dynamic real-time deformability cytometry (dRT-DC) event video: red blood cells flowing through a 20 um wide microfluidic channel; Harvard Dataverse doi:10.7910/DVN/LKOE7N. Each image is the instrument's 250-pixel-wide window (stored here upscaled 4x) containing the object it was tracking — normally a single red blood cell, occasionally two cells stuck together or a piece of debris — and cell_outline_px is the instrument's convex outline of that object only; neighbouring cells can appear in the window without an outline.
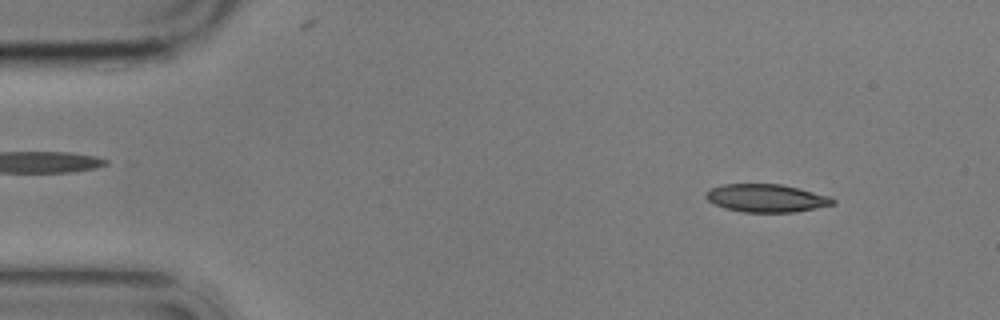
{"species": "common noctule bat (a hibernating species)", "species_latin": "Nyctalus noctula", "temperature_condition": "cold", "stored_images_in_passage": 4, "camera_frame_rate_fps": 3000, "um_per_image_px": 0.085, "animal": {"sex": "male", "body_mass_g": 17.9}, "frame": {"image": 1, "passage_image": 1, "time_ms": 0.0, "image_size_px": [1000, 320], "cell_outline_px": [[836, 204], [796, 212], [744, 212], [724, 208], [708, 200], [704, 196], [704, 192], [708, 188], [724, 184], [780, 184], [800, 188], [828, 196], [836, 200]], "centroid_in_image_um": [65.12, 16.84], "position_along_channel_um": 19.9, "area_um2": 20.81}}
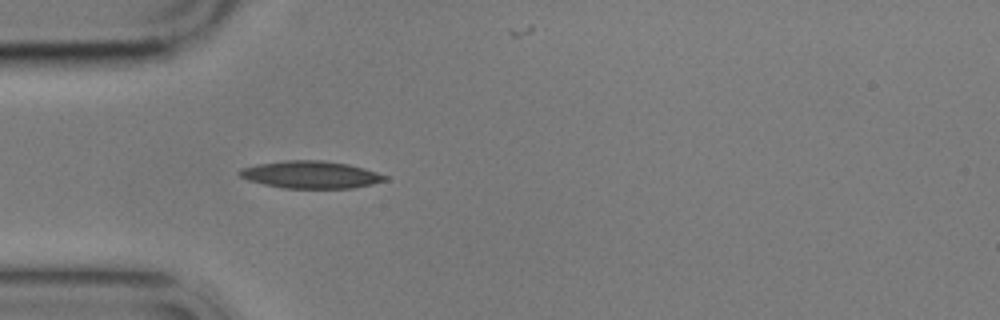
{"frame": {"image": 2, "passage_image": 4, "time_ms": 3.333, "image_size_px": [1000, 320], "cell_outline_px": [[388, 180], [372, 184], [352, 188], [284, 188], [264, 184], [248, 180], [240, 176], [236, 172], [240, 168], [256, 164], [284, 160], [324, 160], [348, 164], [364, 168], [388, 176]], "centroid_in_image_um": [26.4, 14.84], "position_along_channel_um": 58.6, "area_um2": 23.29}}